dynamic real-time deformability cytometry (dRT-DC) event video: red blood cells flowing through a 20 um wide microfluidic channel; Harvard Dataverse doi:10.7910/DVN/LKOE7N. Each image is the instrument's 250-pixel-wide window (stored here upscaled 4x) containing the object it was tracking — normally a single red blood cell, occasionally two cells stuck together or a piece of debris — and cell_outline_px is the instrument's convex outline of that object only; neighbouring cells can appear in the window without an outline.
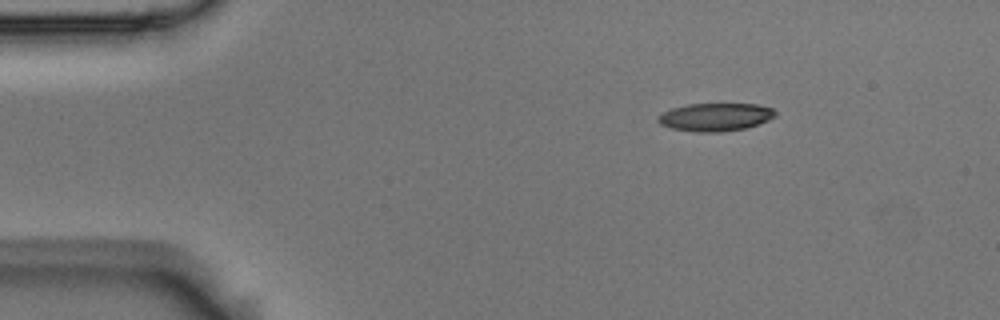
{"species": "Egyptian fruit bat (a non-hibernating species)", "species_latin": "Rousettus aegyptiacus", "temperature_condition": "room temperature", "stored_images_in_passage": 2, "camera_frame_rate_fps": 3000, "um_per_image_px": 0.085, "animal": {"sex": "male"}, "frame": {"image": 1, "passage_image": 1, "time_ms": 0.0, "image_size_px": [1000, 320], "cell_outline_px": [[776, 116], [768, 120], [744, 128], [720, 132], [696, 132], [672, 128], [660, 124], [656, 120], [656, 116], [672, 108], [688, 104], [756, 104], [772, 108], [776, 112]], "centroid_in_image_um": [60.78, 9.94], "position_along_channel_um": 24.2, "area_um2": 19.02}}